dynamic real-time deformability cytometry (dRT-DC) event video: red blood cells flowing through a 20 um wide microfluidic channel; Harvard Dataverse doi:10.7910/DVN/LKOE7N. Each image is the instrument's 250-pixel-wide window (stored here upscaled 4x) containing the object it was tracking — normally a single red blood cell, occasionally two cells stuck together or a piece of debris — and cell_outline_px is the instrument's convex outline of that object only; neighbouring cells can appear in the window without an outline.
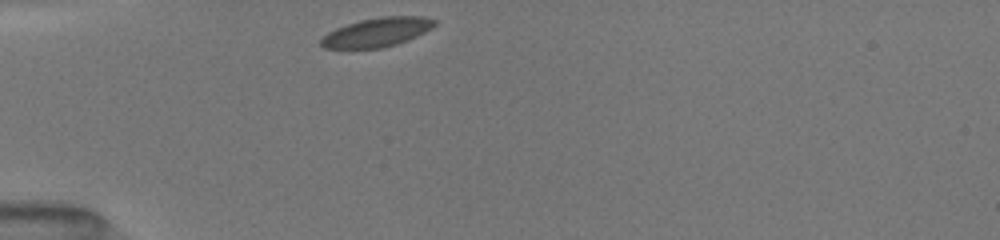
{"species": "common noctule bat (a hibernating species)", "species_latin": "Nyctalus noctula", "temperature_condition": "room temperature", "stored_images_in_passage": 31, "camera_frame_rate_fps": 3000, "um_per_image_px": 0.085, "animal": {"sex": "female", "body_mass_g": 19.5, "forearm_length_mm": 54.1}, "frame": {"image": 1, "passage_image": 1, "time_ms": 0.0, "image_size_px": [1000, 240], "cell_outline_px": [[436, 24], [432, 28], [408, 40], [396, 44], [380, 48], [324, 48], [320, 44], [320, 40], [328, 32], [336, 28], [360, 20], [380, 16], [424, 16], [436, 20]], "centroid_in_image_um": [32.06, 2.73], "position_along_channel_um": 52.9, "area_um2": 19.13}}
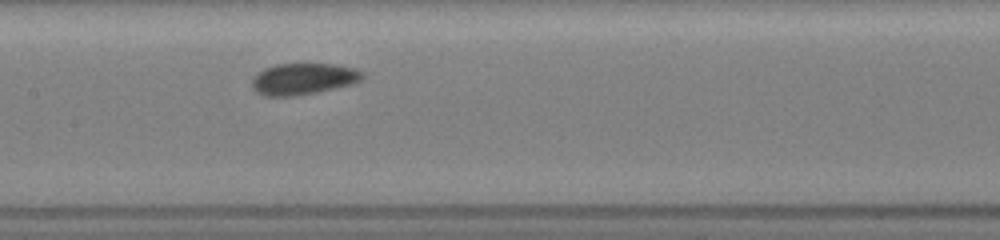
{"frame": {"image": 2, "passage_image": 12, "time_ms": 3.667, "image_size_px": [1000, 240], "cell_outline_px": [[364, 76], [360, 80], [352, 84], [336, 88], [300, 96], [264, 96], [256, 92], [252, 88], [252, 80], [264, 68], [276, 64], [336, 64], [352, 68], [364, 72]], "centroid_in_image_um": [25.78, 6.72], "position_along_channel_um": 181.6, "area_um2": 20.29}}
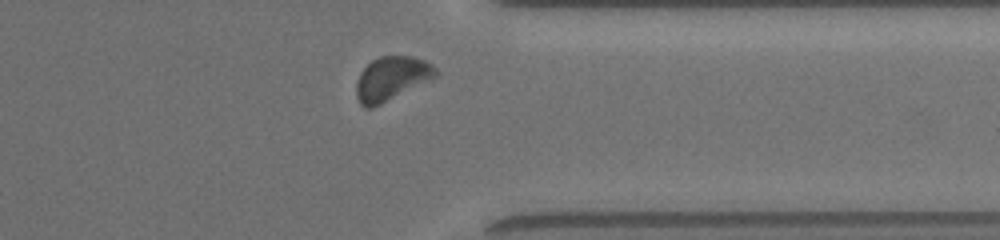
{"frame": {"image": 3, "passage_image": 27, "time_ms": 8.667, "image_size_px": [1000, 240], "cell_outline_px": [[436, 76], [372, 108], [364, 108], [360, 104], [356, 96], [356, 80], [360, 72], [372, 60], [380, 56], [412, 56], [424, 60], [432, 64], [436, 68]], "centroid_in_image_um": [33.23, 6.66], "position_along_channel_um": 378.2, "area_um2": 20.0}, "authors_computed_cell_mechanics": {"area_um2": 19.7676, "velocity_mm_per_s": 3.9722, "shape_relaxation_time_tau1_ms": 1.0896, "shape_relaxation_time_tau2_ms": null, "deformation_change_tau1": 0.0406, "deformation_change_tau2": null}}